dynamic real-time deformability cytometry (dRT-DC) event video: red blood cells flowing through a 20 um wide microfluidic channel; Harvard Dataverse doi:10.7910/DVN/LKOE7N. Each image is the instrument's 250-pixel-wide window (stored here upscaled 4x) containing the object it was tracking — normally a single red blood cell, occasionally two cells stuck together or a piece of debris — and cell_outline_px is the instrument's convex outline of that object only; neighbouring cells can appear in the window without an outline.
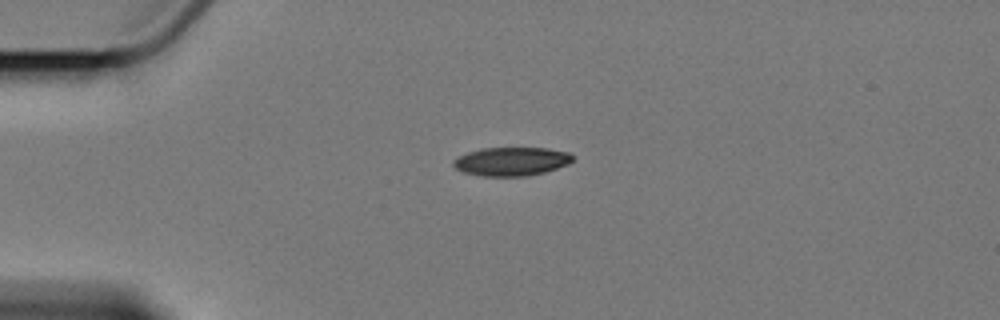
{"species": "Egyptian fruit bat (a non-hibernating species)", "species_latin": "Rousettus aegyptiacus", "temperature_condition": "cold", "stored_images_in_passage": 1, "camera_frame_rate_fps": 3000, "um_per_image_px": 0.085, "animal": {"sex": "female"}, "frame": {"image": 1, "passage_image": 1, "time_ms": 0.0, "image_size_px": [1000, 320], "cell_outline_px": [[572, 160], [568, 164], [544, 172], [524, 176], [480, 176], [464, 172], [456, 168], [452, 164], [452, 160], [468, 152], [480, 148], [548, 148], [568, 152], [572, 156]], "centroid_in_image_um": [43.44, 13.72], "position_along_channel_um": 41.6, "area_um2": 19.77}}